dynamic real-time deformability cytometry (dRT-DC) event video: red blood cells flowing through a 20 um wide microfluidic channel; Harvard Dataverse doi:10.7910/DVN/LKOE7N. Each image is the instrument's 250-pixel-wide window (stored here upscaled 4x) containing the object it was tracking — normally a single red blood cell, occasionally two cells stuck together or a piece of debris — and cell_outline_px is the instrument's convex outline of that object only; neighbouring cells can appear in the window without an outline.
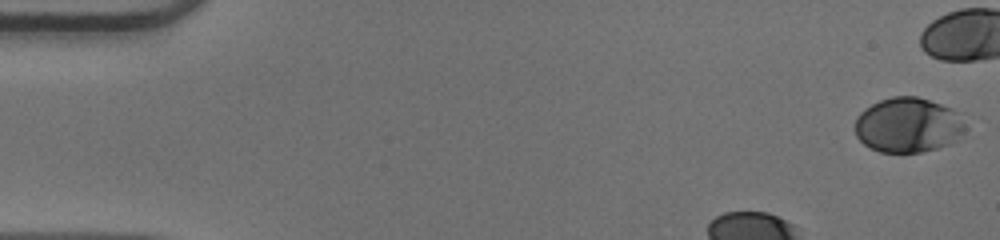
{"species": "human", "species_latin": "Homo sapiens", "temperature_condition": "warm", "stored_images_in_passage": 38, "camera_frame_rate_fps": 3000, "um_per_image_px": 0.085, "donor": {"sex": "male"}, "frame": {"image": 1, "passage_image": 1, "time_ms": 0.0, "image_size_px": [1000, 240], "cell_outline_px": [[964, 132], [952, 144], [920, 152], [880, 152], [864, 144], [856, 136], [856, 116], [864, 108], [880, 100], [892, 96], [916, 96], [952, 108], [964, 124]], "centroid_in_image_um": [77.16, 10.63], "position_along_channel_um": 7.8, "area_um2": 35.08}}
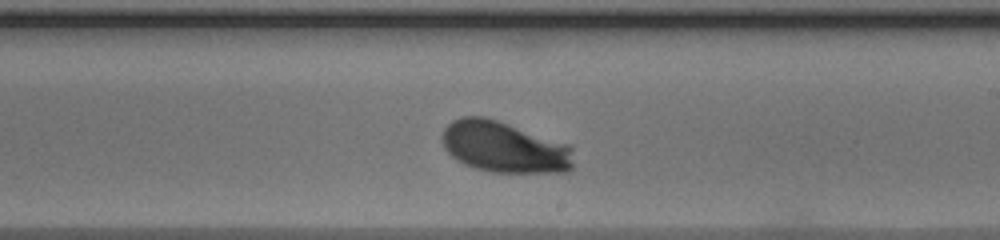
{"frame": {"image": 2, "passage_image": 26, "time_ms": 8.333, "image_size_px": [1000, 240], "cell_outline_px": [[572, 168], [568, 172], [492, 172], [476, 168], [464, 164], [456, 160], [444, 148], [440, 136], [444, 128], [452, 120], [460, 116], [484, 116], [572, 144]], "centroid_in_image_um": [42.86, 12.49], "position_along_channel_um": 246.1, "area_um2": 39.65}}
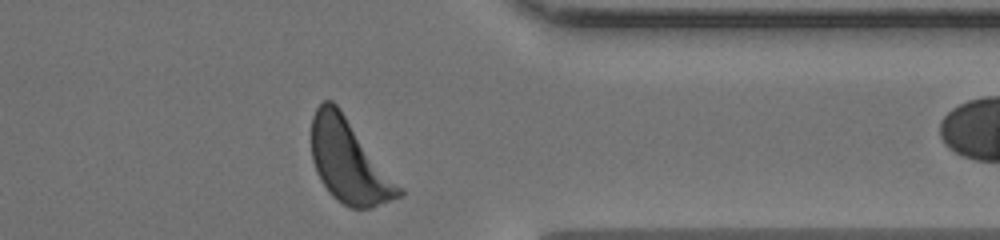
{"frame": {"image": 3, "passage_image": 37, "time_ms": 12.0, "image_size_px": [1000, 240], "cell_outline_px": [[404, 196], [372, 208], [352, 208], [336, 200], [328, 192], [320, 180], [316, 172], [312, 160], [312, 116], [316, 108], [324, 100], [332, 100], [340, 108], [404, 188]], "centroid_in_image_um": [29.7, 13.74], "position_along_channel_um": 381.7, "area_um2": 42.83}, "authors_computed_cell_mechanics": {"area_um2": 38.3214, "velocity_mm_per_s": 3.9287, "shape_relaxation_time_tau1_ms": 2.4565, "shape_relaxation_time_tau2_ms": null, "deformation_change_tau1": 0.1491, "deformation_change_tau2": null}}